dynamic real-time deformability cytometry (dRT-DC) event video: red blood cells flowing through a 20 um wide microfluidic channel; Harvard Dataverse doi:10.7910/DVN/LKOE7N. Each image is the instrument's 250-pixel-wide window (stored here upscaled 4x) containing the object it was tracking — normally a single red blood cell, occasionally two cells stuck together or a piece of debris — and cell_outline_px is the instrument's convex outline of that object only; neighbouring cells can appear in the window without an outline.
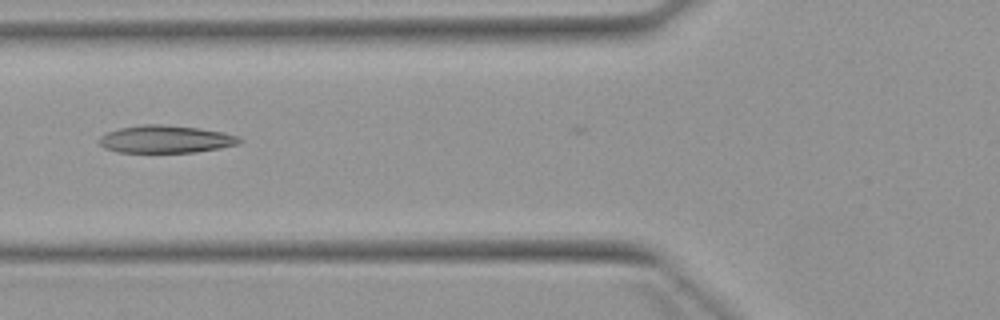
{"species": "Egyptian fruit bat (a non-hibernating species)", "species_latin": "Rousettus aegyptiacus", "temperature_condition": "warm", "stored_images_in_passage": 3, "camera_frame_rate_fps": 3000, "um_per_image_px": 0.085, "animal": {"sex": "female"}, "frame": {"image": 1, "passage_image": 2, "time_ms": 1.0, "image_size_px": [1000, 320], "cell_outline_px": [[244, 140], [240, 144], [220, 148], [196, 152], [116, 152], [104, 148], [100, 144], [100, 136], [108, 132], [120, 128], [144, 124], [160, 124], [200, 128], [224, 132], [236, 136]], "centroid_in_image_um": [14.11, 11.83], "position_along_channel_um": 111.7, "area_um2": 22.54}}
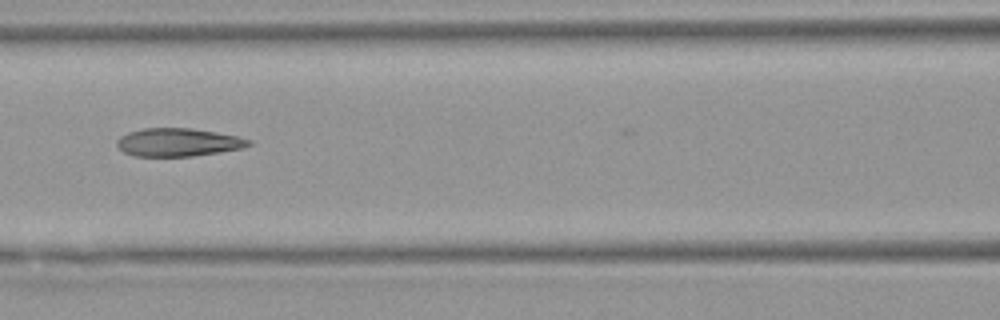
{"frame": {"image": 2, "passage_image": 3, "time_ms": 2.0, "image_size_px": [1000, 320], "cell_outline_px": [[252, 144], [244, 148], [192, 156], [132, 156], [124, 152], [116, 144], [116, 140], [120, 136], [128, 132], [144, 128], [192, 128], [216, 132], [236, 136], [252, 140]], "centroid_in_image_um": [15.13, 12.09], "position_along_channel_um": 151.5, "area_um2": 21.62}}